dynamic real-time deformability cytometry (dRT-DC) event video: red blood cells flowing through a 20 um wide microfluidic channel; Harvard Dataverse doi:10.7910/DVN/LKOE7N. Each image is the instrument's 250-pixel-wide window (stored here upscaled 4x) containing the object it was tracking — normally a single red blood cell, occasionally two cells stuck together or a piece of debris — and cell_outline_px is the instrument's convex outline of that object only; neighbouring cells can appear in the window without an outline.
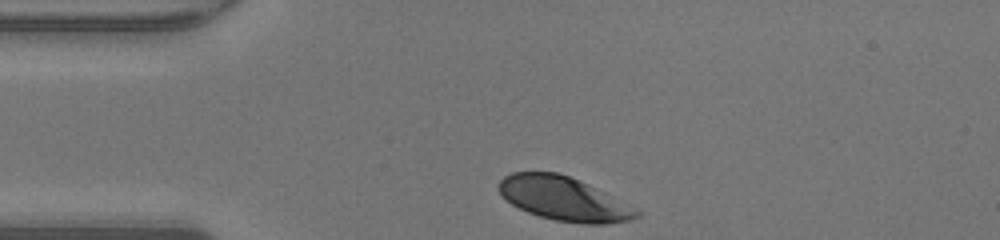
{"species": "human", "species_latin": "Homo sapiens", "temperature_condition": "warm", "stored_images_in_passage": 28, "camera_frame_rate_fps": 3000, "um_per_image_px": 0.085, "donor": {"sex": "male"}, "frame": {"image": 1, "passage_image": 1, "time_ms": 0.0, "image_size_px": [1000, 240], "cell_outline_px": [[644, 212], [640, 216], [632, 220], [604, 224], [584, 224], [556, 220], [540, 216], [528, 212], [512, 204], [496, 188], [496, 184], [504, 176], [512, 172], [556, 172], [568, 176], [588, 184]], "centroid_in_image_um": [47.93, 16.9], "position_along_channel_um": 37.1, "area_um2": 35.08}}
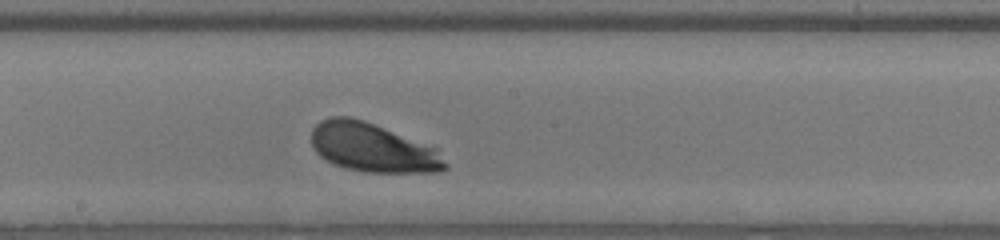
{"frame": {"image": 2, "passage_image": 16, "time_ms": 5.0, "image_size_px": [1000, 240], "cell_outline_px": [[448, 168], [440, 172], [364, 172], [344, 168], [320, 156], [316, 152], [312, 144], [312, 128], [320, 120], [332, 116], [352, 116], [364, 120], [436, 148], [448, 164]], "centroid_in_image_um": [31.67, 12.55], "position_along_channel_um": 216.5, "area_um2": 38.03}}
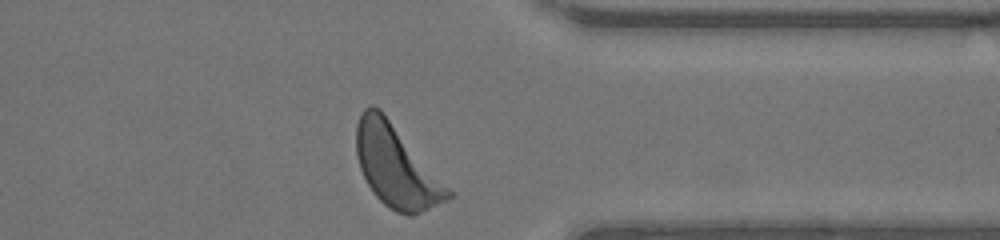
{"frame": {"image": 3, "passage_image": 28, "time_ms": 9.0, "image_size_px": [1000, 240], "cell_outline_px": [[452, 196], [412, 216], [408, 216], [396, 212], [384, 204], [372, 192], [360, 168], [356, 156], [356, 124], [364, 108], [372, 104], [380, 108], [452, 192]], "centroid_in_image_um": [33.61, 14.12], "position_along_channel_um": 377.8, "area_um2": 42.83}, "authors_computed_cell_mechanics": {"area_um2": 38.1191, "velocity_mm_per_s": 4.2517, "shape_relaxation_time_tau1_ms": 0.5931, "shape_relaxation_time_tau2_ms": null, "deformation_change_tau1": 0.0846, "deformation_change_tau2": null}}